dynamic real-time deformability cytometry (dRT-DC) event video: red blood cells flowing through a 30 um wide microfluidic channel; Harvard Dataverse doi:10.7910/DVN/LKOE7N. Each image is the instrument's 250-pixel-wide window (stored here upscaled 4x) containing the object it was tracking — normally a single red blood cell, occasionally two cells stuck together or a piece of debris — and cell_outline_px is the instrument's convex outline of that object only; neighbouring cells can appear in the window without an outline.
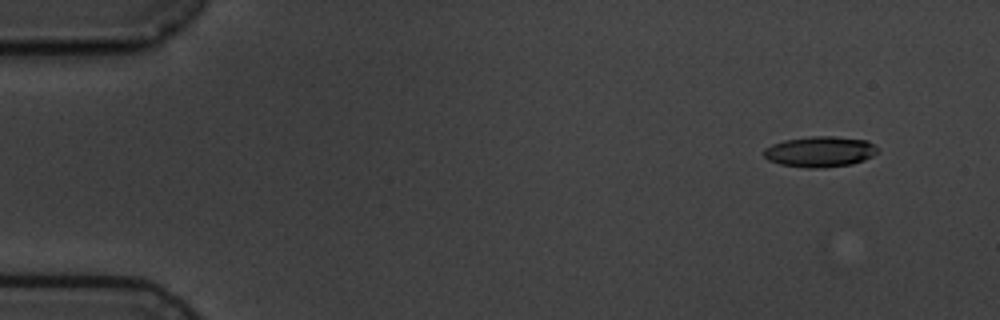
{"species": "common noctule bat (a hibernating species)", "species_latin": "Nyctalus noctula", "temperature_condition": "cold", "stored_images_in_passage": 6, "camera_frame_rate_fps": 3000, "um_per_image_px": 0.085, "animal": {"sex": "male", "body_mass_g": 19.5, "forearm_length_mm": 54.6}, "frame": {"image": 1, "passage_image": 2, "time_ms": 1.333, "image_size_px": [1000, 320], "cell_outline_px": [[880, 152], [864, 160], [852, 164], [824, 168], [808, 168], [780, 164], [768, 160], [764, 156], [764, 148], [772, 144], [784, 140], [812, 136], [832, 136], [868, 140], [880, 148]], "centroid_in_image_um": [69.74, 12.89], "position_along_channel_um": 15.3, "area_um2": 20.58}}
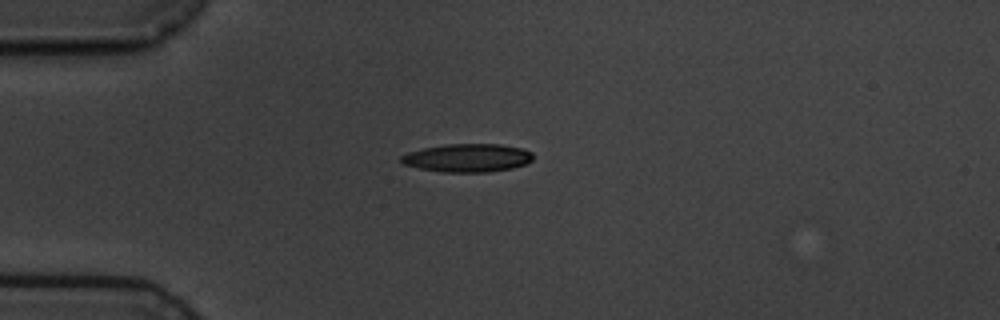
{"frame": {"image": 2, "passage_image": 5, "time_ms": 4.667, "image_size_px": [1000, 320], "cell_outline_px": [[532, 160], [524, 164], [512, 168], [488, 172], [440, 172], [420, 168], [404, 164], [400, 160], [400, 156], [408, 152], [424, 148], [444, 144], [500, 144], [524, 148], [532, 152]], "centroid_in_image_um": [39.74, 13.41], "position_along_channel_um": 45.3, "area_um2": 21.73}}